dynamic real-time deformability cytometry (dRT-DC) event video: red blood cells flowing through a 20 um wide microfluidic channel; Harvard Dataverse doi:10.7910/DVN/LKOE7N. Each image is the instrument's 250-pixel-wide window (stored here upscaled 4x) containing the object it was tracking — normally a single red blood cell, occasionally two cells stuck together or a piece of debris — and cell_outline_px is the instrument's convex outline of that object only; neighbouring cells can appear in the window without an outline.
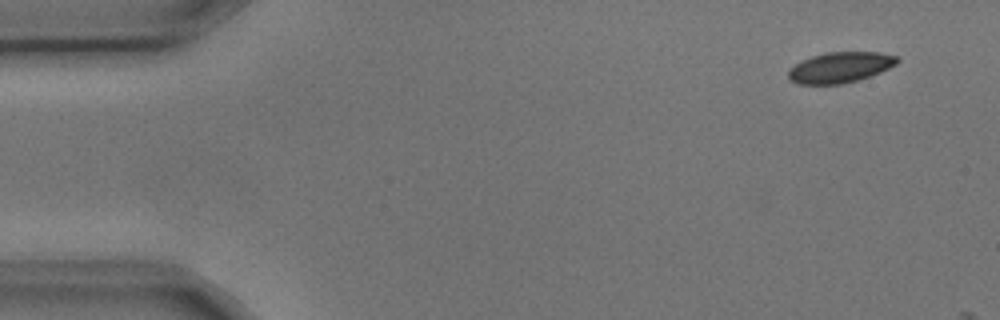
{"species": "common noctule bat (a hibernating species)", "species_latin": "Nyctalus noctula", "temperature_condition": "cold", "stored_images_in_passage": 5, "camera_frame_rate_fps": 3000, "um_per_image_px": 0.085, "animal": {"sex": "male", "body_mass_g": 17.9, "forearm_length_mm": 54.2}, "frame": {"image": 1, "passage_image": 5, "time_ms": 1.333, "image_size_px": [1000, 320], "cell_outline_px": [[900, 60], [896, 64], [880, 72], [856, 80], [840, 84], [796, 84], [788, 80], [788, 72], [800, 60], [812, 56], [828, 52], [880, 52], [900, 56]], "centroid_in_image_um": [71.41, 5.72], "position_along_channel_um": 13.6, "area_um2": 19.42}}